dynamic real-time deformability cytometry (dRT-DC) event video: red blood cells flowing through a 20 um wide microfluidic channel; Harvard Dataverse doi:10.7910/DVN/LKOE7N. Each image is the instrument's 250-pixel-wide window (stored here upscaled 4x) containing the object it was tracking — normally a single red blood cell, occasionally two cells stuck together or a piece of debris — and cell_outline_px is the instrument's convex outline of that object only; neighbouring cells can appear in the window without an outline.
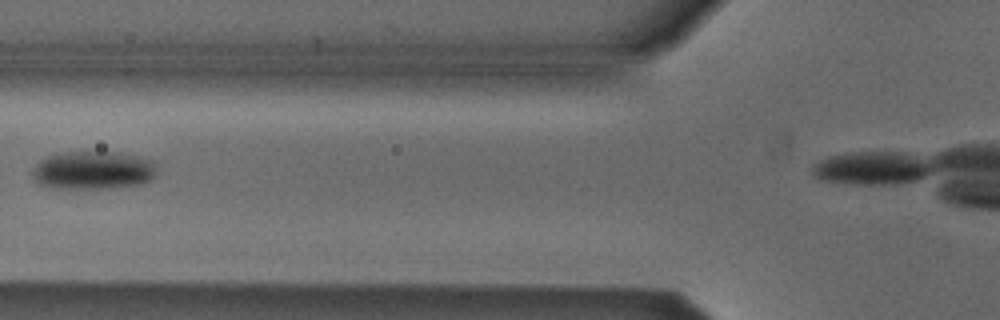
{"species": "Egyptian fruit bat (a non-hibernating species)", "species_latin": "Rousettus aegyptiacus", "temperature_condition": "cold", "stored_images_in_passage": 5, "segment_of_instrument_passage": [1, 2], "camera_frame_rate_fps": 3000, "um_per_image_px": 0.085, "animal": {"sex": "male"}, "frame": {"image": 1, "passage_image": 3, "time_ms": 0.667, "image_size_px": [1000, 320], "cell_outline_px": [[152, 180], [140, 184], [108, 188], [48, 188], [40, 184], [32, 176], [32, 172], [36, 164], [40, 160], [48, 156], [68, 152], [116, 152], [136, 156], [152, 160]], "centroid_in_image_um": [7.85, 14.48], "position_along_channel_um": 118.0, "area_um2": 27.28}}
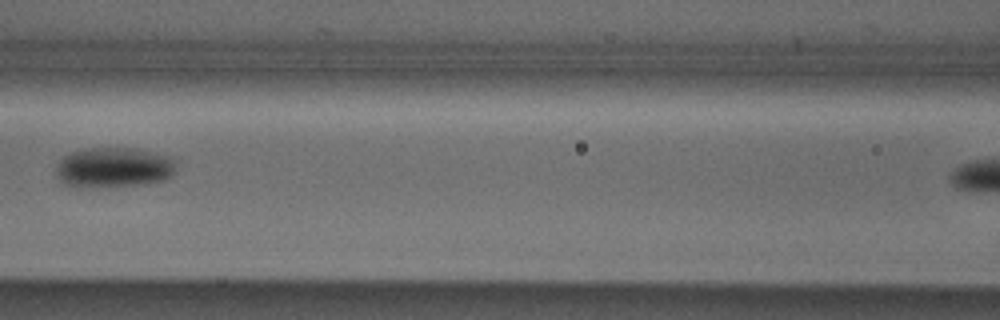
{"frame": {"image": 2, "passage_image": 4, "time_ms": 1.0, "image_size_px": [1000, 320], "cell_outline_px": [[176, 164], [172, 176], [168, 180], [148, 184], [88, 188], [76, 188], [64, 184], [56, 176], [56, 164], [64, 156], [72, 152], [88, 148], [136, 148], [168, 156], [176, 160]], "centroid_in_image_um": [9.67, 14.26], "position_along_channel_um": 156.9, "area_um2": 28.73}}